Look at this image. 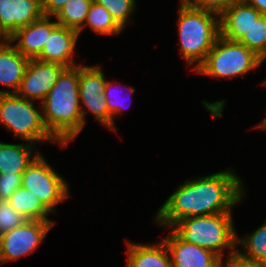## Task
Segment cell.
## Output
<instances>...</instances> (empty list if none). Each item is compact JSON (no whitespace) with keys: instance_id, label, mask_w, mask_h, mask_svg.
Here are the masks:
<instances>
[{"instance_id":"9","label":"cell","mask_w":266,"mask_h":267,"mask_svg":"<svg viewBox=\"0 0 266 267\" xmlns=\"http://www.w3.org/2000/svg\"><path fill=\"white\" fill-rule=\"evenodd\" d=\"M65 68L61 64L30 59L16 94L42 103Z\"/></svg>"},{"instance_id":"2","label":"cell","mask_w":266,"mask_h":267,"mask_svg":"<svg viewBox=\"0 0 266 267\" xmlns=\"http://www.w3.org/2000/svg\"><path fill=\"white\" fill-rule=\"evenodd\" d=\"M45 128L63 147L83 130L79 99V65L65 68L40 104Z\"/></svg>"},{"instance_id":"17","label":"cell","mask_w":266,"mask_h":267,"mask_svg":"<svg viewBox=\"0 0 266 267\" xmlns=\"http://www.w3.org/2000/svg\"><path fill=\"white\" fill-rule=\"evenodd\" d=\"M33 144H6L0 142V174L23 173L40 154L33 156Z\"/></svg>"},{"instance_id":"22","label":"cell","mask_w":266,"mask_h":267,"mask_svg":"<svg viewBox=\"0 0 266 267\" xmlns=\"http://www.w3.org/2000/svg\"><path fill=\"white\" fill-rule=\"evenodd\" d=\"M93 0H69L54 16L59 25L79 31L85 22Z\"/></svg>"},{"instance_id":"30","label":"cell","mask_w":266,"mask_h":267,"mask_svg":"<svg viewBox=\"0 0 266 267\" xmlns=\"http://www.w3.org/2000/svg\"><path fill=\"white\" fill-rule=\"evenodd\" d=\"M222 267H266V263L251 261L235 253L231 257L226 258V262H223Z\"/></svg>"},{"instance_id":"1","label":"cell","mask_w":266,"mask_h":267,"mask_svg":"<svg viewBox=\"0 0 266 267\" xmlns=\"http://www.w3.org/2000/svg\"><path fill=\"white\" fill-rule=\"evenodd\" d=\"M232 170L187 179L158 209L157 225L170 229L186 217L232 213L245 194L241 178Z\"/></svg>"},{"instance_id":"14","label":"cell","mask_w":266,"mask_h":267,"mask_svg":"<svg viewBox=\"0 0 266 267\" xmlns=\"http://www.w3.org/2000/svg\"><path fill=\"white\" fill-rule=\"evenodd\" d=\"M260 15L261 13L245 0L234 2L219 15L220 36L239 42Z\"/></svg>"},{"instance_id":"26","label":"cell","mask_w":266,"mask_h":267,"mask_svg":"<svg viewBox=\"0 0 266 267\" xmlns=\"http://www.w3.org/2000/svg\"><path fill=\"white\" fill-rule=\"evenodd\" d=\"M27 219L6 200H0V235L21 226Z\"/></svg>"},{"instance_id":"21","label":"cell","mask_w":266,"mask_h":267,"mask_svg":"<svg viewBox=\"0 0 266 267\" xmlns=\"http://www.w3.org/2000/svg\"><path fill=\"white\" fill-rule=\"evenodd\" d=\"M105 83L102 68L79 65V98H92L103 94Z\"/></svg>"},{"instance_id":"6","label":"cell","mask_w":266,"mask_h":267,"mask_svg":"<svg viewBox=\"0 0 266 267\" xmlns=\"http://www.w3.org/2000/svg\"><path fill=\"white\" fill-rule=\"evenodd\" d=\"M263 61L244 44L219 36L205 61L195 71L219 79H232L245 73L249 74V71L260 67Z\"/></svg>"},{"instance_id":"13","label":"cell","mask_w":266,"mask_h":267,"mask_svg":"<svg viewBox=\"0 0 266 267\" xmlns=\"http://www.w3.org/2000/svg\"><path fill=\"white\" fill-rule=\"evenodd\" d=\"M50 16H42L31 24L19 28L9 41L12 43L17 41L15 48L26 58L36 59L44 48L53 29L58 23L52 22Z\"/></svg>"},{"instance_id":"32","label":"cell","mask_w":266,"mask_h":267,"mask_svg":"<svg viewBox=\"0 0 266 267\" xmlns=\"http://www.w3.org/2000/svg\"><path fill=\"white\" fill-rule=\"evenodd\" d=\"M249 5H252L261 14L266 15V0H245Z\"/></svg>"},{"instance_id":"7","label":"cell","mask_w":266,"mask_h":267,"mask_svg":"<svg viewBox=\"0 0 266 267\" xmlns=\"http://www.w3.org/2000/svg\"><path fill=\"white\" fill-rule=\"evenodd\" d=\"M21 186L38 197L50 211L69 197L68 183L39 154L22 173Z\"/></svg>"},{"instance_id":"15","label":"cell","mask_w":266,"mask_h":267,"mask_svg":"<svg viewBox=\"0 0 266 267\" xmlns=\"http://www.w3.org/2000/svg\"><path fill=\"white\" fill-rule=\"evenodd\" d=\"M29 60L15 48L11 41L0 44V84L8 88L6 91L0 90V94L17 92ZM10 88L13 89L12 92Z\"/></svg>"},{"instance_id":"24","label":"cell","mask_w":266,"mask_h":267,"mask_svg":"<svg viewBox=\"0 0 266 267\" xmlns=\"http://www.w3.org/2000/svg\"><path fill=\"white\" fill-rule=\"evenodd\" d=\"M95 3L105 7L112 15L116 23L124 29L127 23H131L130 15L136 9V0H93Z\"/></svg>"},{"instance_id":"25","label":"cell","mask_w":266,"mask_h":267,"mask_svg":"<svg viewBox=\"0 0 266 267\" xmlns=\"http://www.w3.org/2000/svg\"><path fill=\"white\" fill-rule=\"evenodd\" d=\"M79 99L80 105H82L81 102L85 105V107L81 106V114L84 125L86 123L85 116L88 113L86 112L87 109L92 113V115H94L95 119H97L100 124H103L104 127L111 129V114L108 111L104 93L99 94L97 97Z\"/></svg>"},{"instance_id":"20","label":"cell","mask_w":266,"mask_h":267,"mask_svg":"<svg viewBox=\"0 0 266 267\" xmlns=\"http://www.w3.org/2000/svg\"><path fill=\"white\" fill-rule=\"evenodd\" d=\"M238 245H241V248L245 250L244 252L239 251V249L236 250V253L241 257L266 263V220L263 225L246 237L239 238L236 235V246Z\"/></svg>"},{"instance_id":"33","label":"cell","mask_w":266,"mask_h":267,"mask_svg":"<svg viewBox=\"0 0 266 267\" xmlns=\"http://www.w3.org/2000/svg\"><path fill=\"white\" fill-rule=\"evenodd\" d=\"M7 41H9V37L0 28V44H3Z\"/></svg>"},{"instance_id":"3","label":"cell","mask_w":266,"mask_h":267,"mask_svg":"<svg viewBox=\"0 0 266 267\" xmlns=\"http://www.w3.org/2000/svg\"><path fill=\"white\" fill-rule=\"evenodd\" d=\"M179 5V18L176 22L180 38L179 52L187 66L196 63L193 67L196 70L220 36L219 15L189 6L182 0Z\"/></svg>"},{"instance_id":"23","label":"cell","mask_w":266,"mask_h":267,"mask_svg":"<svg viewBox=\"0 0 266 267\" xmlns=\"http://www.w3.org/2000/svg\"><path fill=\"white\" fill-rule=\"evenodd\" d=\"M254 51L263 60L266 59V15L261 14L252 24L248 33L239 41Z\"/></svg>"},{"instance_id":"12","label":"cell","mask_w":266,"mask_h":267,"mask_svg":"<svg viewBox=\"0 0 266 267\" xmlns=\"http://www.w3.org/2000/svg\"><path fill=\"white\" fill-rule=\"evenodd\" d=\"M79 36L78 31L58 24L48 36L43 50L36 59L61 64L66 68L77 66L74 62V52Z\"/></svg>"},{"instance_id":"10","label":"cell","mask_w":266,"mask_h":267,"mask_svg":"<svg viewBox=\"0 0 266 267\" xmlns=\"http://www.w3.org/2000/svg\"><path fill=\"white\" fill-rule=\"evenodd\" d=\"M165 243L172 267H222L223 260L213 251L182 240L172 229Z\"/></svg>"},{"instance_id":"16","label":"cell","mask_w":266,"mask_h":267,"mask_svg":"<svg viewBox=\"0 0 266 267\" xmlns=\"http://www.w3.org/2000/svg\"><path fill=\"white\" fill-rule=\"evenodd\" d=\"M126 243V267H172L168 249L163 241L148 245Z\"/></svg>"},{"instance_id":"34","label":"cell","mask_w":266,"mask_h":267,"mask_svg":"<svg viewBox=\"0 0 266 267\" xmlns=\"http://www.w3.org/2000/svg\"><path fill=\"white\" fill-rule=\"evenodd\" d=\"M256 127L266 131V117Z\"/></svg>"},{"instance_id":"29","label":"cell","mask_w":266,"mask_h":267,"mask_svg":"<svg viewBox=\"0 0 266 267\" xmlns=\"http://www.w3.org/2000/svg\"><path fill=\"white\" fill-rule=\"evenodd\" d=\"M22 173L0 174V200L8 201L14 191L21 187Z\"/></svg>"},{"instance_id":"18","label":"cell","mask_w":266,"mask_h":267,"mask_svg":"<svg viewBox=\"0 0 266 267\" xmlns=\"http://www.w3.org/2000/svg\"><path fill=\"white\" fill-rule=\"evenodd\" d=\"M10 205L27 220H50V211L38 197L22 186L17 188L8 200Z\"/></svg>"},{"instance_id":"19","label":"cell","mask_w":266,"mask_h":267,"mask_svg":"<svg viewBox=\"0 0 266 267\" xmlns=\"http://www.w3.org/2000/svg\"><path fill=\"white\" fill-rule=\"evenodd\" d=\"M87 25L92 31L102 35H119L123 30L109 11L94 1L90 5L83 27L78 31L79 35Z\"/></svg>"},{"instance_id":"11","label":"cell","mask_w":266,"mask_h":267,"mask_svg":"<svg viewBox=\"0 0 266 267\" xmlns=\"http://www.w3.org/2000/svg\"><path fill=\"white\" fill-rule=\"evenodd\" d=\"M42 16V0H0V28L8 37Z\"/></svg>"},{"instance_id":"4","label":"cell","mask_w":266,"mask_h":267,"mask_svg":"<svg viewBox=\"0 0 266 267\" xmlns=\"http://www.w3.org/2000/svg\"><path fill=\"white\" fill-rule=\"evenodd\" d=\"M182 240L213 251L223 260V249H229L227 258L236 253V231L232 213L190 216L170 227Z\"/></svg>"},{"instance_id":"27","label":"cell","mask_w":266,"mask_h":267,"mask_svg":"<svg viewBox=\"0 0 266 267\" xmlns=\"http://www.w3.org/2000/svg\"><path fill=\"white\" fill-rule=\"evenodd\" d=\"M112 86H114V83L112 81L110 82L106 80L105 88H104V95H105L106 103L108 106V111L111 114V129L113 131H116L117 129H115L116 126L114 122V116L122 113V110L126 108V106L124 105L125 102H123L122 100L123 96L121 98L120 95L118 94L119 92L117 93V90H115V88Z\"/></svg>"},{"instance_id":"5","label":"cell","mask_w":266,"mask_h":267,"mask_svg":"<svg viewBox=\"0 0 266 267\" xmlns=\"http://www.w3.org/2000/svg\"><path fill=\"white\" fill-rule=\"evenodd\" d=\"M41 113L34 102L16 93L0 94V123L6 129L35 146L41 141L58 143L45 128Z\"/></svg>"},{"instance_id":"28","label":"cell","mask_w":266,"mask_h":267,"mask_svg":"<svg viewBox=\"0 0 266 267\" xmlns=\"http://www.w3.org/2000/svg\"><path fill=\"white\" fill-rule=\"evenodd\" d=\"M185 4L220 15L238 0H182Z\"/></svg>"},{"instance_id":"8","label":"cell","mask_w":266,"mask_h":267,"mask_svg":"<svg viewBox=\"0 0 266 267\" xmlns=\"http://www.w3.org/2000/svg\"><path fill=\"white\" fill-rule=\"evenodd\" d=\"M55 222L26 220L21 226L0 235V264L34 254Z\"/></svg>"},{"instance_id":"31","label":"cell","mask_w":266,"mask_h":267,"mask_svg":"<svg viewBox=\"0 0 266 267\" xmlns=\"http://www.w3.org/2000/svg\"><path fill=\"white\" fill-rule=\"evenodd\" d=\"M69 0H42L44 16L54 17Z\"/></svg>"}]
</instances>
